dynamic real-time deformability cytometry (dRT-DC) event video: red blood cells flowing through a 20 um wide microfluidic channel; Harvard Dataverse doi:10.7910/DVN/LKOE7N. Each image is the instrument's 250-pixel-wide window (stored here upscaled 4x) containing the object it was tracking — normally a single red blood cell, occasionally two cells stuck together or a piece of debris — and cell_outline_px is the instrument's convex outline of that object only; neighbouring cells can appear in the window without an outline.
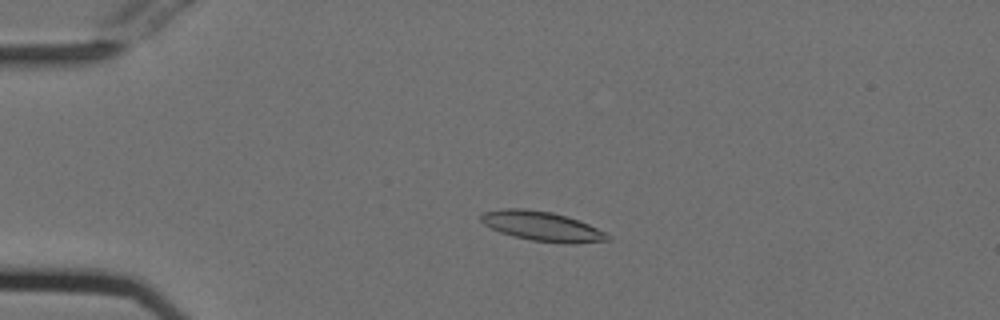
{"species": "Egyptian fruit bat (a non-hibernating species)", "species_latin": "Rousettus aegyptiacus", "temperature_condition": "cold", "stored_images_in_passage": 53, "camera_frame_rate_fps": 3000, "um_per_image_px": 0.085, "animal": {"sex": "female"}, "frame": {"image": 1, "passage_image": 12, "time_ms": 3.667, "image_size_px": [1000, 320], "cell_outline_px": [[612, 240], [572, 244], [568, 244], [532, 240], [500, 232], [484, 224], [480, 220], [480, 216], [484, 212], [504, 208], [524, 208], [552, 212], [580, 220], [612, 236]], "centroid_in_image_um": [46.11, 19.23], "position_along_channel_um": 38.9, "area_um2": 21.79}}
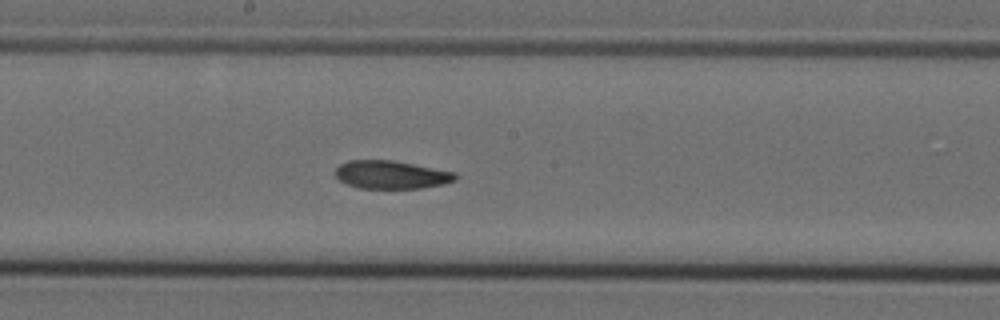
{"frame": {"image": 2, "passage_image": 29, "time_ms": 9.333, "image_size_px": [1000, 320], "cell_outline_px": [[456, 180], [444, 184], [420, 188], [360, 188], [348, 184], [340, 180], [336, 176], [336, 168], [340, 164], [348, 160], [392, 160], [456, 172]], "centroid_in_image_um": [33.27, 14.84], "position_along_channel_um": 214.9, "area_um2": 19.54}}
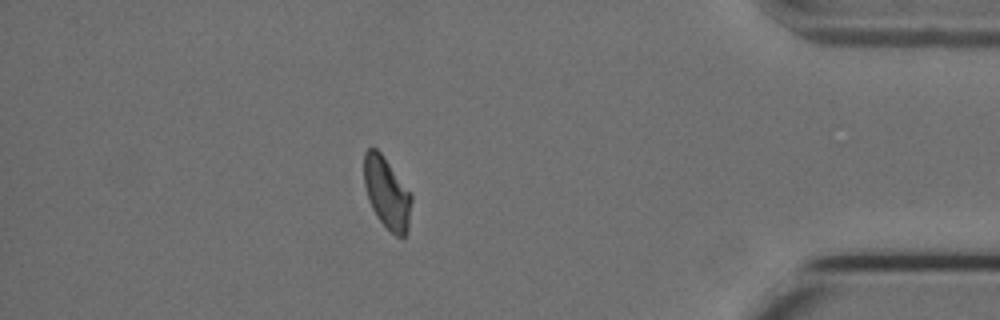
{"frame": {"image": 3, "passage_image": 47, "time_ms": 15.333, "image_size_px": [1000, 320], "cell_outline_px": [[412, 200], [408, 228], [404, 236], [396, 236], [376, 216], [368, 200], [364, 184], [364, 152], [368, 148], [376, 148], [380, 152], [412, 196]], "centroid_in_image_um": [32.86, 16.4], "position_along_channel_um": 402.3, "area_um2": 19.31}, "authors_computed_cell_mechanics": {"area_um2": 20.4612, "velocity_mm_per_s": 3.7526, "shape_relaxation_time_tau1_ms": null, "shape_relaxation_time_tau2_ms": 5.4881, "deformation_change_tau1": null, "deformation_change_tau2": 0.1221}}